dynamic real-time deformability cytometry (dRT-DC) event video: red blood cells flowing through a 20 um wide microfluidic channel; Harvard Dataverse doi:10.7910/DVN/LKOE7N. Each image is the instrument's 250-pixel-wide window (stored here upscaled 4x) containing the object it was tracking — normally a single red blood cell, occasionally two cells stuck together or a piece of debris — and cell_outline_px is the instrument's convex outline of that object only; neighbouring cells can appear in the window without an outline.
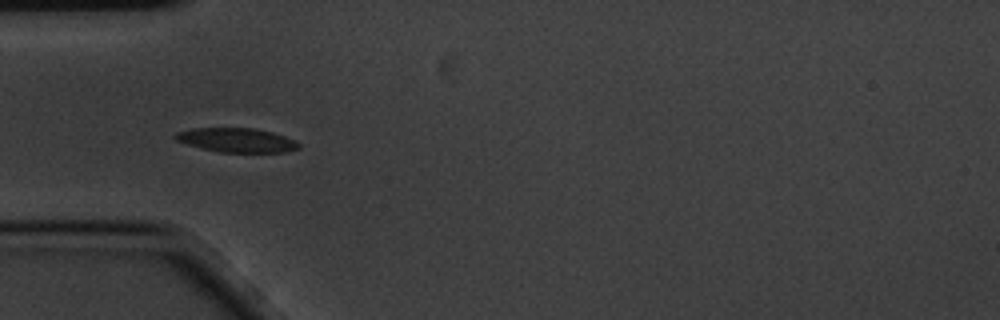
{"species": "common noctule bat (a hibernating species)", "species_latin": "Nyctalus noctula", "temperature_condition": "cold", "stored_images_in_passage": 5, "camera_frame_rate_fps": 3000, "um_per_image_px": 0.085, "animal": {"sex": "male", "body_mass_g": 20.1, "forearm_length_mm": 53.5}, "frame": {"image": 1, "passage_image": 4, "time_ms": 1.0, "image_size_px": [1000, 320], "cell_outline_px": [[300, 148], [284, 152], [220, 152], [188, 144], [176, 140], [172, 136], [176, 132], [192, 128], [252, 128], [272, 132], [296, 140], [300, 144]], "centroid_in_image_um": [20.13, 11.9], "position_along_channel_um": 64.9, "area_um2": 17.28}}
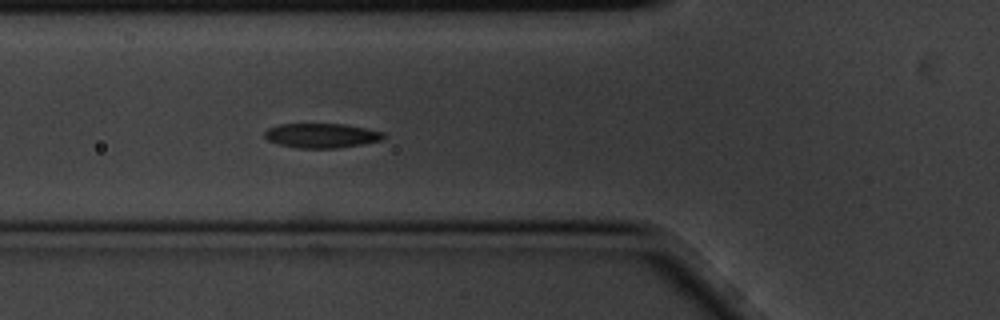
{"frame": {"image": 2, "passage_image": 5, "time_ms": 1.333, "image_size_px": [1000, 320], "cell_outline_px": [[388, 136], [380, 140], [360, 144], [336, 148], [296, 148], [276, 144], [268, 140], [264, 136], [264, 132], [268, 128], [280, 124], [344, 124], [384, 132]], "centroid_in_image_um": [27.3, 11.52], "position_along_channel_um": 98.5, "area_um2": 16.99}}